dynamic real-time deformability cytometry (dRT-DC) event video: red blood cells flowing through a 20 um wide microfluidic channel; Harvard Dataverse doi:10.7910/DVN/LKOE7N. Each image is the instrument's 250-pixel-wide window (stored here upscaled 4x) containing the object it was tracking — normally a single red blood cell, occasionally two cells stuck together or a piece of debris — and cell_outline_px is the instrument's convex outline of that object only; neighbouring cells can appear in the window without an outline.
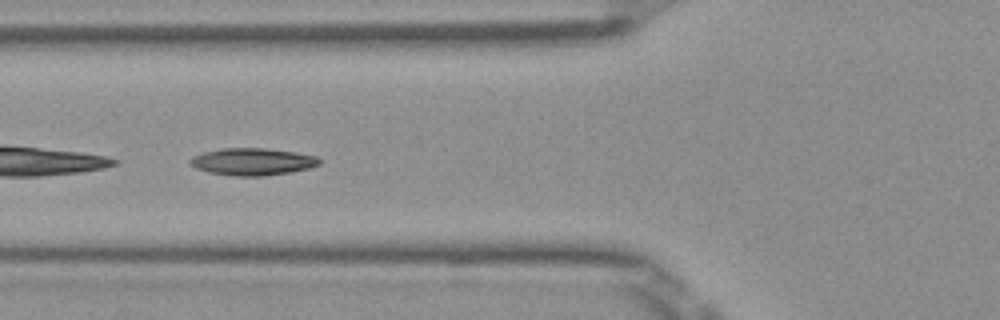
{"species": "Egyptian fruit bat (a non-hibernating species)", "species_latin": "Rousettus aegyptiacus", "temperature_condition": "room temperature", "stored_images_in_passage": 30, "camera_frame_rate_fps": 3000, "um_per_image_px": 0.085, "frame": {"image": 1, "passage_image": 4, "time_ms": 1.0, "image_size_px": [1000, 320], "cell_outline_px": [[320, 164], [308, 168], [288, 172], [260, 176], [236, 176], [208, 172], [196, 168], [188, 160], [192, 156], [204, 152], [224, 148], [264, 148], [296, 152], [316, 156], [320, 160]], "centroid_in_image_um": [21.45, 13.73], "position_along_channel_um": 104.4, "area_um2": 20.23}}
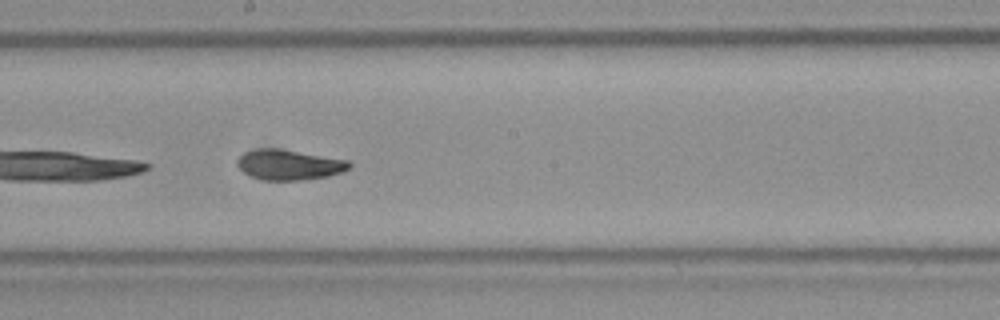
{"frame": {"image": 2, "passage_image": 13, "time_ms": 4.0, "image_size_px": [1000, 320], "cell_outline_px": [[352, 168], [328, 176], [304, 180], [264, 180], [252, 176], [244, 172], [236, 164], [236, 160], [244, 152], [260, 148], [280, 148], [348, 160], [352, 164]], "centroid_in_image_um": [24.58, 13.99], "position_along_channel_um": 223.6, "area_um2": 19.83}}
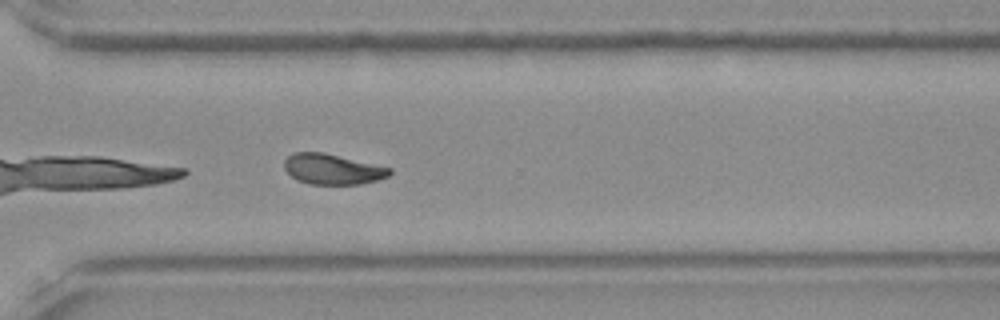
{"frame": {"image": 3, "passage_image": 22, "time_ms": 7.0, "image_size_px": [1000, 320], "cell_outline_px": [[392, 172], [388, 176], [376, 180], [360, 184], [308, 184], [296, 180], [284, 168], [284, 160], [292, 152], [324, 152], [392, 168]], "centroid_in_image_um": [28.24, 14.37], "position_along_channel_um": 342.4, "area_um2": 18.73}, "authors_computed_cell_mechanics": {"area_um2": 19.4208, "velocity_mm_per_s": 3.9624, "shape_relaxation_time_tau1_ms": 3.7226, "shape_relaxation_time_tau2_ms": 4.1087, "deformation_change_tau1": 0.1203, "deformation_change_tau2": 0.097}}